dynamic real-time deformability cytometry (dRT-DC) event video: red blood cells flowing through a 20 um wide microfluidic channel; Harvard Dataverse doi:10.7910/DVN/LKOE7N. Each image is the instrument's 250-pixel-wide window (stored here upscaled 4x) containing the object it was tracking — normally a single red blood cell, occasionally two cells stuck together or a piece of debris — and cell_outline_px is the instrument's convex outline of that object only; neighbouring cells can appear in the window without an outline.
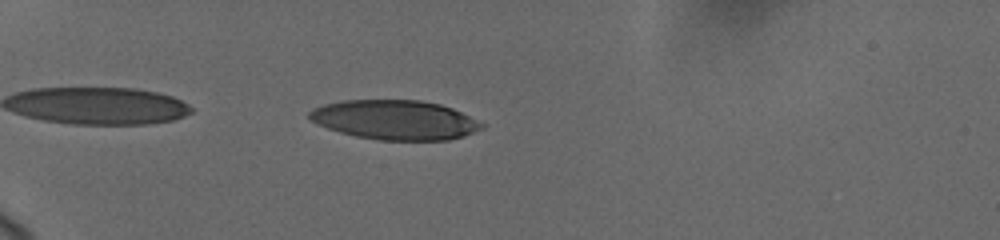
{"species": "human", "species_latin": "Homo sapiens", "temperature_condition": "cold", "stored_images_in_passage": 54, "camera_frame_rate_fps": 3000, "um_per_image_px": 0.085, "donor": {"sex": "female"}, "frame": {"image": 1, "passage_image": 5, "time_ms": 0.667, "image_size_px": [1000, 240], "cell_outline_px": [[484, 128], [464, 136], [448, 140], [380, 140], [356, 136], [340, 132], [328, 128], [312, 120], [308, 116], [308, 112], [312, 108], [324, 104], [344, 100], [420, 100], [440, 104], [452, 108], [484, 124]], "centroid_in_image_um": [33.57, 10.19], "position_along_channel_um": 51.4, "area_um2": 39.48}}
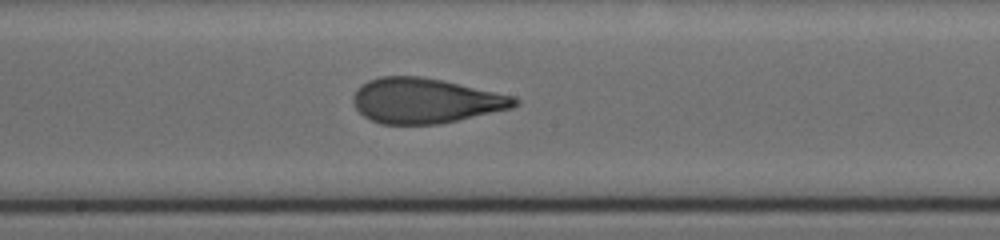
{"frame": {"image": 2, "passage_image": 34, "time_ms": 6.0, "image_size_px": [1000, 240], "cell_outline_px": [[520, 100], [512, 108], [456, 120], [436, 124], [380, 124], [364, 116], [356, 108], [352, 100], [352, 96], [356, 88], [368, 80], [380, 76], [420, 76], [444, 80], [516, 96]], "centroid_in_image_um": [36.14, 8.54], "position_along_channel_um": 212.1, "area_um2": 42.48}}
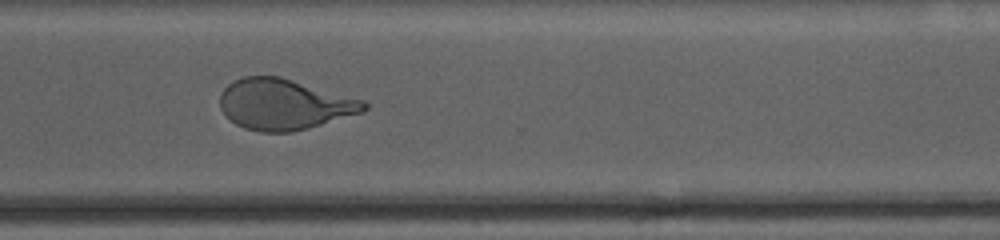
{"frame": {"image": 3, "passage_image": 53, "time_ms": 9.667, "image_size_px": [1000, 240], "cell_outline_px": [[368, 108], [364, 112], [308, 128], [292, 132], [260, 132], [244, 128], [236, 124], [220, 108], [220, 92], [232, 80], [244, 76], [280, 76], [364, 100], [368, 104]], "centroid_in_image_um": [24.16, 8.86], "position_along_channel_um": 346.4, "area_um2": 42.66}}